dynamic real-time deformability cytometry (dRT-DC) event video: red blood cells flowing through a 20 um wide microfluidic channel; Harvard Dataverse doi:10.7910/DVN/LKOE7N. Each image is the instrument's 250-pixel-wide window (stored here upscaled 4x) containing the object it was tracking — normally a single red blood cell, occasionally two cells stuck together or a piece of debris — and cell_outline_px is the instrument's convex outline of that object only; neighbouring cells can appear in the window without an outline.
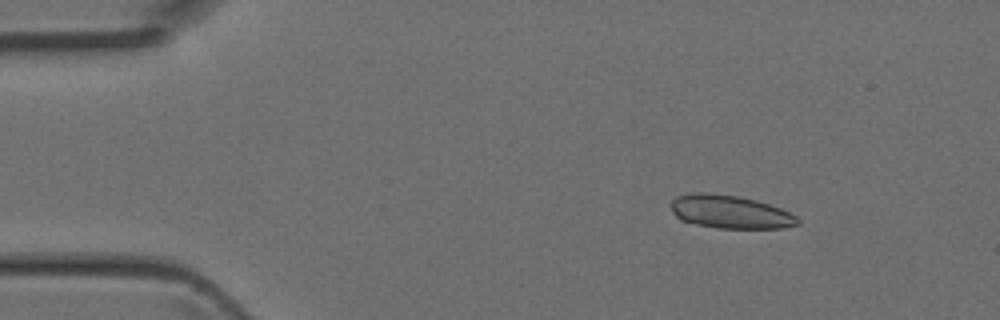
{"species": "Egyptian fruit bat (a non-hibernating species)", "species_latin": "Rousettus aegyptiacus", "temperature_condition": "room temperature", "stored_images_in_passage": 4, "camera_frame_rate_fps": 3000, "um_per_image_px": 0.085, "animal": {"sex": "female"}, "frame": {"image": 1, "passage_image": 2, "time_ms": 0.333, "image_size_px": [1000, 320], "cell_outline_px": [[800, 224], [780, 228], [716, 228], [696, 224], [680, 220], [672, 212], [672, 200], [676, 196], [692, 192], [704, 192], [736, 196], [756, 200], [780, 208], [796, 216], [800, 220]], "centroid_in_image_um": [62.04, 18.01], "position_along_channel_um": 23.0, "area_um2": 24.45}}